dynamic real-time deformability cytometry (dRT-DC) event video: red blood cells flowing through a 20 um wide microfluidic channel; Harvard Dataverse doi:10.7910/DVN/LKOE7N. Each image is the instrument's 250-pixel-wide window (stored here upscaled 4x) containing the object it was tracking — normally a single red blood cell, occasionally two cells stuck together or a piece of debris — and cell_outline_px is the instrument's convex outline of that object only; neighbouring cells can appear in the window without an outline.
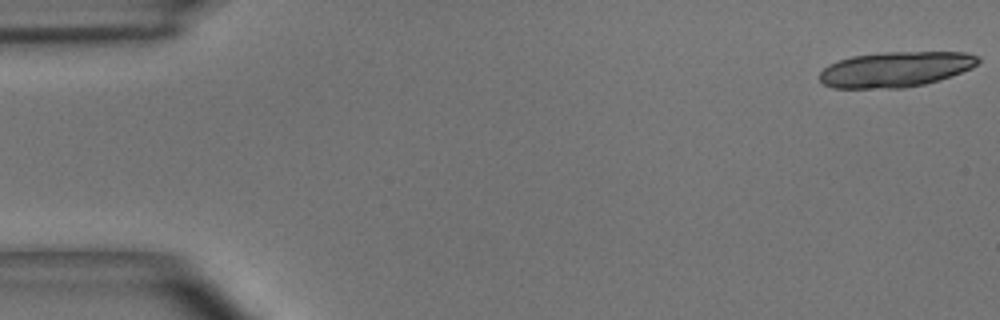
{"species": "common noctule bat (a hibernating species)", "species_latin": "Nyctalus noctula", "temperature_condition": "room temperature", "stored_images_in_passage": 18, "camera_frame_rate_fps": 3000, "um_per_image_px": 0.085, "animal": {"sex": "male", "body_mass_g": 15.6}, "frame": {"image": 1, "passage_image": 1, "time_ms": 0.0, "image_size_px": [1000, 320], "cell_outline_px": [[980, 60], [972, 68], [924, 84], [904, 88], [832, 88], [824, 84], [820, 80], [820, 72], [828, 64], [852, 56], [884, 52], [968, 52], [980, 56]], "centroid_in_image_um": [76.11, 5.88], "position_along_channel_um": 8.9, "area_um2": 32.54}}